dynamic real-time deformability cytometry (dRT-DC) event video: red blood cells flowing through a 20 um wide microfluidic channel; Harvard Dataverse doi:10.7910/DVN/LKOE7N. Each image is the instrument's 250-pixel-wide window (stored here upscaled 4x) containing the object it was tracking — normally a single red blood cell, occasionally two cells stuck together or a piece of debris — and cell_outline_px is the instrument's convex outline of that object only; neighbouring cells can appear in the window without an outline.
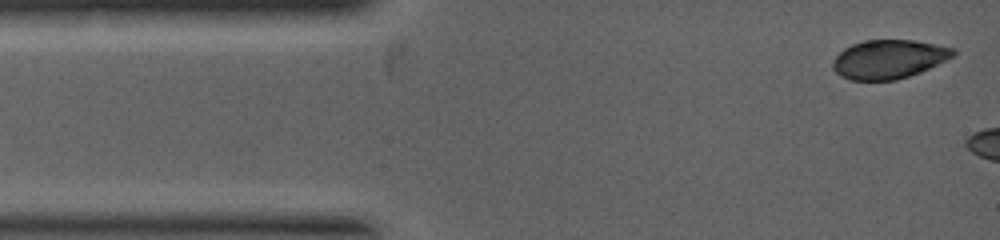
{"species": "common noctule bat (a hibernating species)", "species_latin": "Nyctalus noctula", "temperature_condition": "warm", "stored_images_in_passage": 3, "camera_frame_rate_fps": 5000, "um_per_image_px": 0.085, "animal": {"sex": "female", "body_mass_g": 19.0, "forearm_length_mm": 53.3}, "frame": {"image": 1, "passage_image": 1, "time_ms": 0.0, "image_size_px": [1000, 240], "cell_outline_px": [[956, 56], [920, 72], [896, 80], [848, 80], [840, 76], [832, 68], [832, 64], [836, 56], [844, 48], [852, 44], [864, 40], [912, 40], [956, 48]], "centroid_in_image_um": [75.55, 5.03], "position_along_channel_um": 9.4, "area_um2": 27.34}}